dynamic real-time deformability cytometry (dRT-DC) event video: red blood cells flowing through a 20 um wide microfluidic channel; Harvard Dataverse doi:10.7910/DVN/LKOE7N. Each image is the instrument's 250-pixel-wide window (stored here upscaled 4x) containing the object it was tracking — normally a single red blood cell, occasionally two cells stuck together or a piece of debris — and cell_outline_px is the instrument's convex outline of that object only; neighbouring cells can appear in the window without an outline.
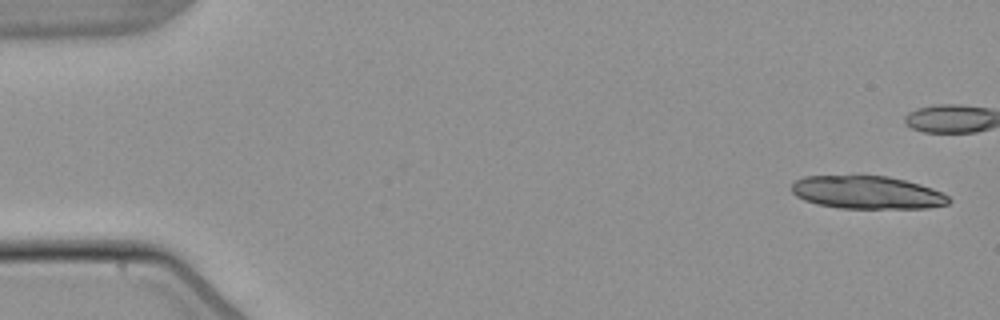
{"species": "common noctule bat (a hibernating species)", "species_latin": "Nyctalus noctula", "temperature_condition": "warm", "stored_images_in_passage": 5, "camera_frame_rate_fps": 3000, "um_per_image_px": 0.085, "animal": {"sex": "male", "body_mass_g": 21.5, "forearm_length_mm": 52.0}, "frame": {"image": 1, "passage_image": 1, "time_ms": 0.0, "image_size_px": [1000, 320], "cell_outline_px": [[952, 200], [948, 204], [928, 208], [840, 208], [816, 204], [804, 200], [796, 196], [792, 192], [792, 184], [796, 180], [804, 176], [888, 176], [920, 184], [944, 192]], "centroid_in_image_um": [73.73, 16.36], "position_along_channel_um": 11.3, "area_um2": 30.23}}
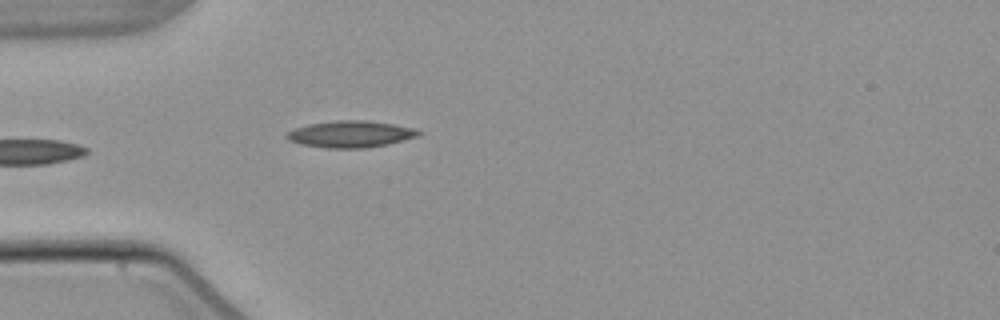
{"frame": {"image": 2, "passage_image": 5, "time_ms": 5.667, "image_size_px": [1000, 320], "cell_outline_px": [[424, 132], [420, 136], [388, 144], [364, 148], [328, 148], [300, 144], [288, 140], [284, 136], [288, 132], [296, 128], [308, 124], [336, 120], [364, 120], [392, 124], [412, 128]], "centroid_in_image_um": [29.8, 11.4], "position_along_channel_um": 55.2, "area_um2": 20.46}}